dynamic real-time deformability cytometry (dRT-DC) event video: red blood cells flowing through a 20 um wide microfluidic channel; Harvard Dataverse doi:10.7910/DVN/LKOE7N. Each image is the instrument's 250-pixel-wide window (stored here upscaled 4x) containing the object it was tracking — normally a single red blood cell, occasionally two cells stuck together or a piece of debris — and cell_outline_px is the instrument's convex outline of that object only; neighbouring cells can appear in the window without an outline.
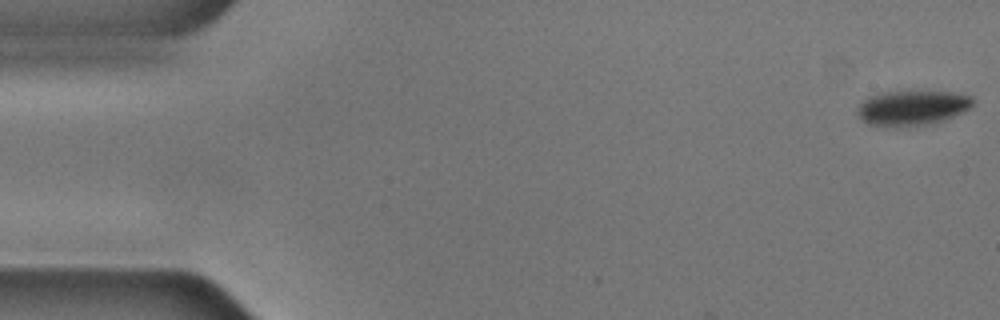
{"species": "common noctule bat (a hibernating species)", "species_latin": "Nyctalus noctula", "temperature_condition": "cold", "stored_images_in_passage": 42, "camera_frame_rate_fps": 3000, "um_per_image_px": 0.085, "animal": {"sex": "male", "body_mass_g": 17.9, "forearm_length_mm": 54.2}, "frame": {"image": 1, "passage_image": 1, "time_ms": 0.0, "image_size_px": [1000, 320], "cell_outline_px": [[972, 104], [968, 108], [952, 116], [940, 120], [924, 124], [872, 124], [864, 120], [856, 112], [856, 108], [868, 96], [876, 92], [952, 92], [972, 96]], "centroid_in_image_um": [77.5, 9.11], "position_along_channel_um": 7.5, "area_um2": 22.31}}
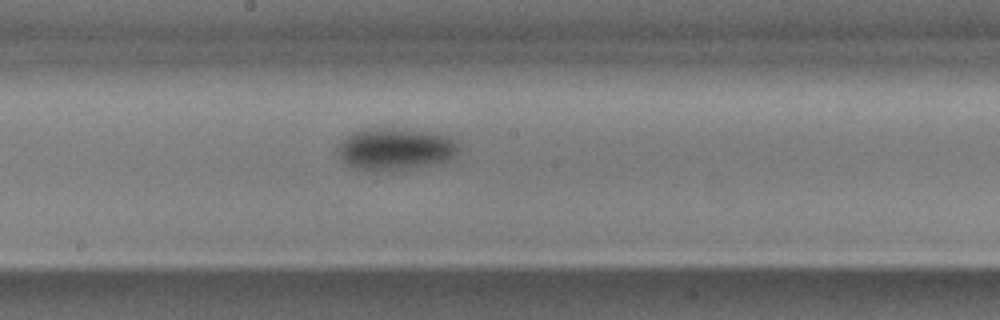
{"frame": {"image": 2, "passage_image": 29, "time_ms": 9.333, "image_size_px": [1000, 320], "cell_outline_px": [[460, 148], [456, 156], [448, 160], [400, 172], [360, 172], [348, 168], [336, 156], [336, 144], [340, 140], [352, 132], [364, 128], [404, 128], [428, 132], [448, 136], [456, 140]], "centroid_in_image_um": [33.49, 12.72], "position_along_channel_um": 214.7, "area_um2": 31.39}}
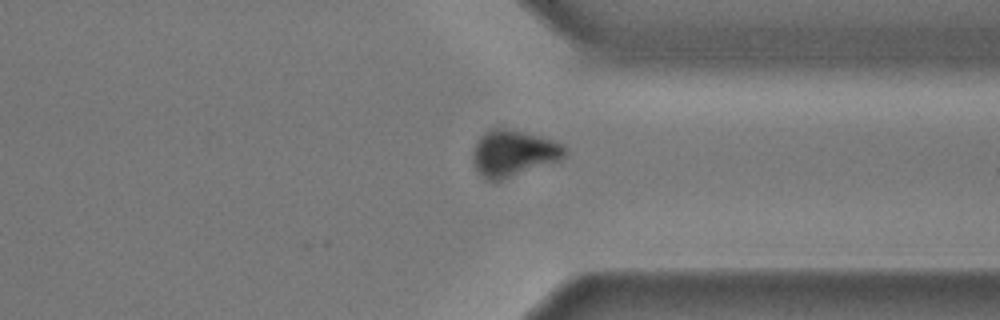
{"frame": {"image": 3, "passage_image": 42, "time_ms": 13.667, "image_size_px": [1000, 320], "cell_outline_px": [[568, 152], [560, 160], [496, 184], [484, 180], [476, 168], [472, 156], [472, 152], [480, 136], [492, 128], [504, 128], [540, 136], [564, 144], [568, 148]], "centroid_in_image_um": [43.65, 13.08], "position_along_channel_um": 367.8, "area_um2": 25.37}}